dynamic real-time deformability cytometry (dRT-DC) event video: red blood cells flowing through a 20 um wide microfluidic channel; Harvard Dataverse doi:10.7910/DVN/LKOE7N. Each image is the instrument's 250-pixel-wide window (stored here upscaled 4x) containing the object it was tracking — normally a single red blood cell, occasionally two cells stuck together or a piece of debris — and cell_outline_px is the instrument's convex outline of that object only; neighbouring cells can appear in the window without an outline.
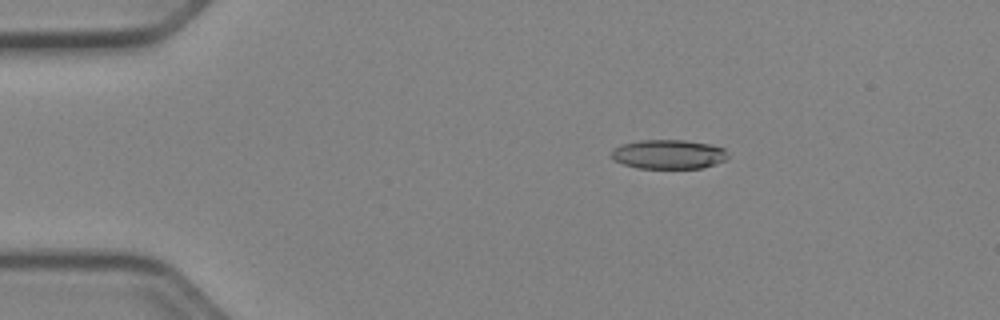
{"species": "Egyptian fruit bat (a non-hibernating species)", "species_latin": "Rousettus aegyptiacus", "temperature_condition": "cold", "stored_images_in_passage": 51, "camera_frame_rate_fps": 3000, "um_per_image_px": 0.085, "animal": {"sex": "female"}, "frame": {"image": 1, "passage_image": 9, "time_ms": 2.667, "image_size_px": [1000, 320], "cell_outline_px": [[728, 160], [700, 168], [636, 168], [624, 164], [616, 160], [612, 156], [612, 152], [620, 144], [640, 140], [684, 140], [708, 144], [724, 148], [728, 156]], "centroid_in_image_um": [56.85, 13.11], "position_along_channel_um": 28.1, "area_um2": 19.71}}
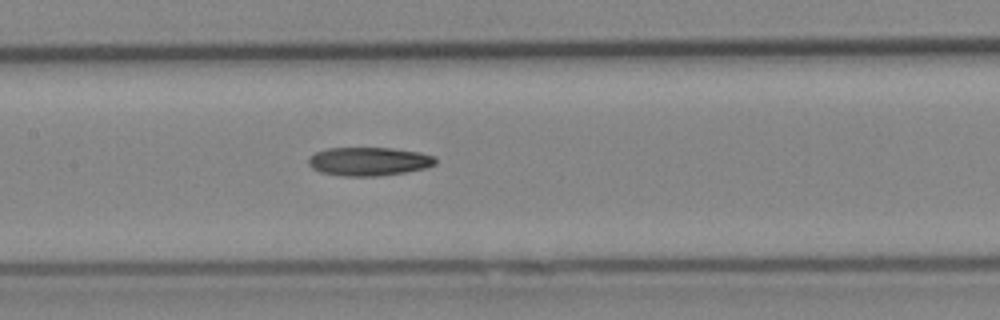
{"frame": {"image": 2, "passage_image": 25, "time_ms": 8.0, "image_size_px": [1000, 320], "cell_outline_px": [[436, 164], [424, 168], [404, 172], [380, 176], [344, 176], [320, 172], [312, 168], [308, 164], [308, 160], [316, 152], [328, 148], [392, 148], [420, 152], [432, 156], [436, 160]], "centroid_in_image_um": [31.34, 13.72], "position_along_channel_um": 176.1, "area_um2": 20.98}}
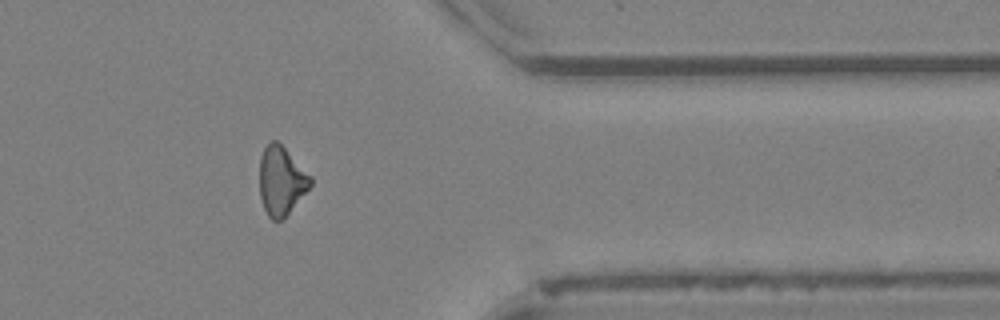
{"frame": {"image": 3, "passage_image": 42, "time_ms": 13.667, "image_size_px": [1000, 320], "cell_outline_px": [[312, 184], [288, 212], [280, 220], [272, 220], [268, 216], [264, 208], [260, 196], [260, 156], [264, 148], [272, 140], [276, 140], [312, 176]], "centroid_in_image_um": [23.89, 15.35], "position_along_channel_um": 387.5, "area_um2": 19.94}}